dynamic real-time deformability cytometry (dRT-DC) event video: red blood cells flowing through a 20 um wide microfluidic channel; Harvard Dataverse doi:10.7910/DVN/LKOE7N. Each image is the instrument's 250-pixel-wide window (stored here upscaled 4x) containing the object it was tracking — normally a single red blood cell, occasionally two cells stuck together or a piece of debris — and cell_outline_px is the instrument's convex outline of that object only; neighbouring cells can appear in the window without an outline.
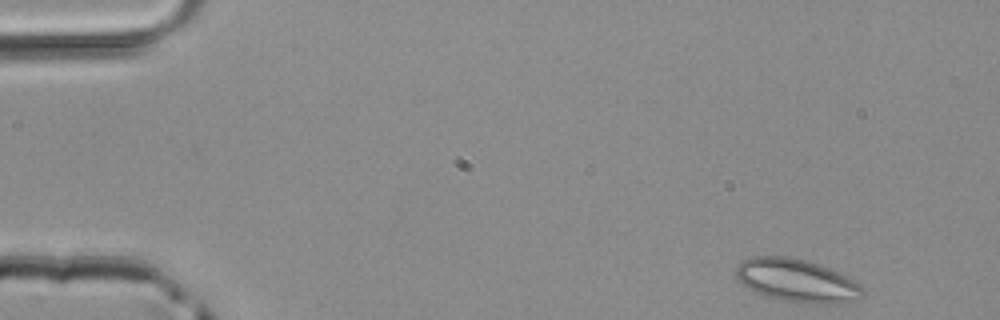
{"species": "common noctule bat (a hibernating species)", "species_latin": "Nyctalus noctula", "temperature_condition": "room temperature", "stored_images_in_passage": 47, "camera_frame_rate_fps": 3000, "um_per_image_px": 0.085, "animal": {"sex": "male", "body_mass_g": 20.4}, "frame": {"image": 1, "passage_image": 1, "time_ms": 0.0, "image_size_px": [1000, 320], "cell_outline_px": [[864, 292], [860, 296], [836, 304], [804, 304], [780, 300], [764, 296], [740, 284], [736, 280], [736, 264], [752, 256], [788, 256], [820, 264], [848, 276], [860, 284]], "centroid_in_image_um": [67.67, 23.85], "position_along_channel_um": 17.3, "area_um2": 32.08}}
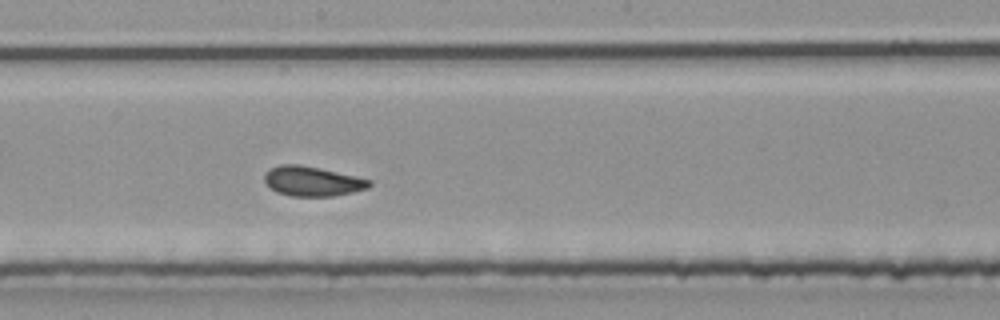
{"frame": {"image": 2, "passage_image": 24, "time_ms": 7.667, "image_size_px": [1000, 320], "cell_outline_px": [[372, 184], [368, 188], [352, 192], [332, 196], [292, 196], [276, 192], [264, 184], [264, 172], [268, 168], [280, 164], [296, 164], [320, 168], [356, 176], [372, 180]], "centroid_in_image_um": [26.5, 15.4], "position_along_channel_um": 221.7, "area_um2": 18.38}}
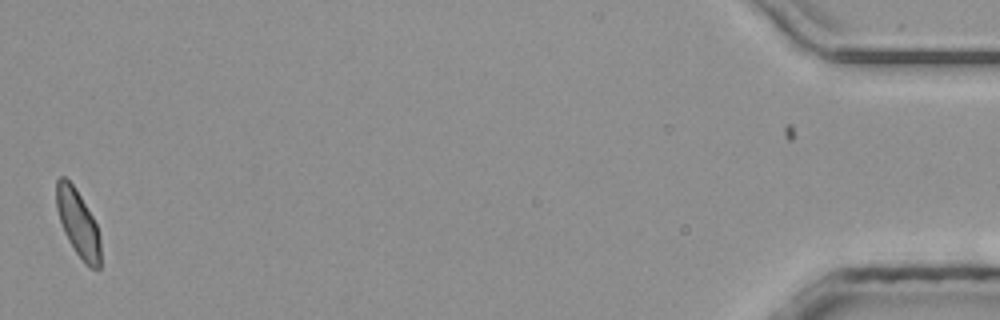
{"frame": {"image": 3, "passage_image": 46, "time_ms": 15.0, "image_size_px": [1000, 320], "cell_outline_px": [[100, 268], [92, 268], [84, 264], [68, 240], [64, 232], [56, 208], [56, 180], [60, 176], [64, 176], [72, 184], [80, 196], [92, 216], [96, 224], [100, 236]], "centroid_in_image_um": [6.62, 18.98], "position_along_channel_um": 428.6, "area_um2": 17.05}}